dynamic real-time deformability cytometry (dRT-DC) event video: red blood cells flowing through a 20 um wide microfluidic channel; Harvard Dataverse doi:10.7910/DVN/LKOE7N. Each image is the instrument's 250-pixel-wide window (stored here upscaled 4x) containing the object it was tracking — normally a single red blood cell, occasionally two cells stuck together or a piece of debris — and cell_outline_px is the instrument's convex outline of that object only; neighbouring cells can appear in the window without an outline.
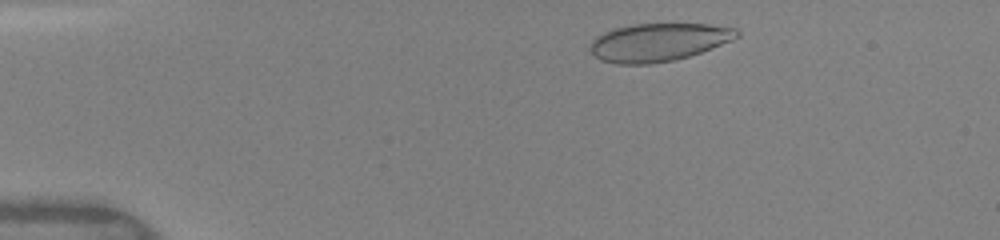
{"species": "human", "species_latin": "Homo sapiens", "temperature_condition": "warm", "stored_images_in_passage": 44, "camera_frame_rate_fps": 3000, "um_per_image_px": 0.085, "donor": {"sex": "female"}, "frame": {"image": 1, "passage_image": 4, "time_ms": 1.0, "image_size_px": [1000, 240], "cell_outline_px": [[740, 36], [732, 40], [712, 48], [688, 56], [672, 60], [652, 64], [616, 64], [600, 60], [588, 48], [592, 40], [596, 36], [612, 28], [636, 24], [708, 24], [736, 28], [740, 32]], "centroid_in_image_um": [55.95, 3.59], "position_along_channel_um": 29.0, "area_um2": 32.54}}
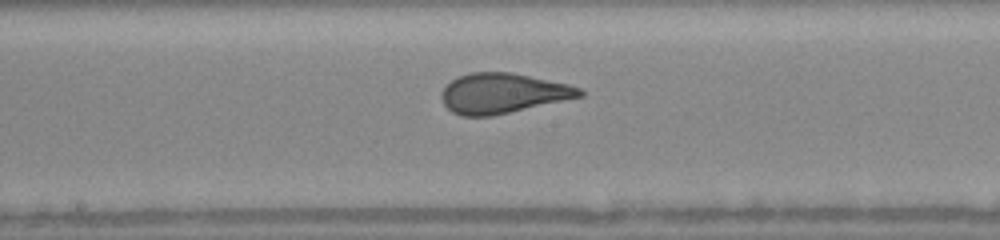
{"frame": {"image": 2, "passage_image": 22, "time_ms": 7.0, "image_size_px": [1000, 240], "cell_outline_px": [[584, 96], [492, 116], [460, 116], [452, 112], [440, 100], [440, 92], [452, 80], [460, 76], [472, 72], [512, 72], [568, 84], [580, 88], [584, 92]], "centroid_in_image_um": [42.72, 7.93], "position_along_channel_um": 205.5, "area_um2": 32.25}}
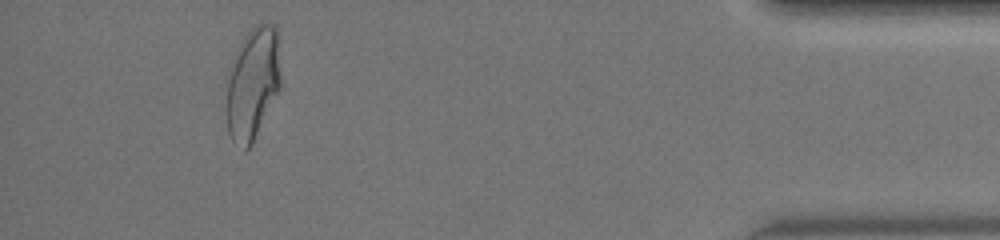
{"frame": {"image": 3, "passage_image": 41, "time_ms": 13.333, "image_size_px": [1000, 240], "cell_outline_px": [[280, 88], [252, 144], [244, 152], [232, 140], [228, 132], [224, 108], [224, 76], [244, 36], [256, 24], [276, 24], [280, 76]], "centroid_in_image_um": [21.4, 7.14], "position_along_channel_um": 413.8, "area_um2": 36.47}, "authors_computed_cell_mechanics": {"area_um2": 32.5703, "velocity_mm_per_s": 4.1066, "shape_relaxation_time_tau1_ms": 7.2309, "shape_relaxation_time_tau2_ms": null, "deformation_change_tau1": 0.2224, "deformation_change_tau2": null}}